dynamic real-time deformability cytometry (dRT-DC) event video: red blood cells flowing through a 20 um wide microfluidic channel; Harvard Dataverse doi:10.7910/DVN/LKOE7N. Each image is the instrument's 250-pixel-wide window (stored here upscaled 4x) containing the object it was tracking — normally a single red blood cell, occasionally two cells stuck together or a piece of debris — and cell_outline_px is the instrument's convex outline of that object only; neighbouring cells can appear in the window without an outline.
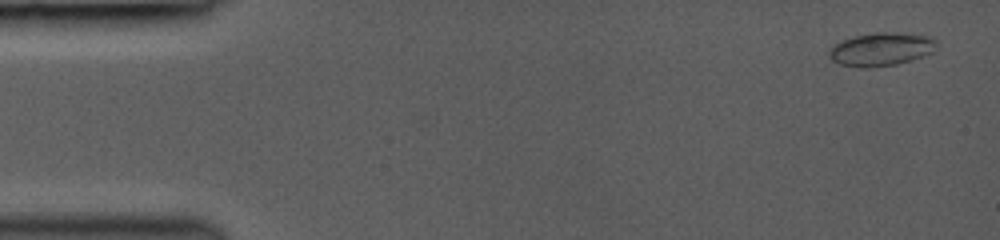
{"species": "common noctule bat (a hibernating species)", "species_latin": "Nyctalus noctula", "temperature_condition": "room temperature", "stored_images_in_passage": 64, "camera_frame_rate_fps": 3000, "um_per_image_px": 0.085, "animal": {"sex": "female", "body_mass_g": 19.0, "forearm_length_mm": 53.3}, "frame": {"image": 1, "passage_image": 2, "time_ms": 0.333, "image_size_px": [1000, 240], "cell_outline_px": [[936, 52], [896, 64], [868, 68], [860, 68], [840, 64], [832, 60], [828, 56], [828, 52], [832, 44], [852, 36], [876, 32], [896, 32], [932, 36], [936, 40]], "centroid_in_image_um": [74.89, 4.17], "position_along_channel_um": 10.1, "area_um2": 21.21}}
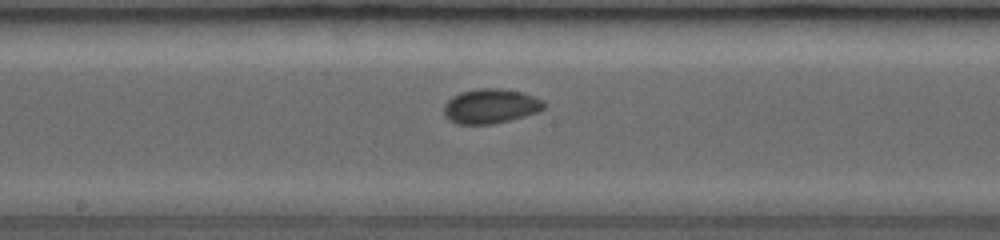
{"frame": {"image": 2, "passage_image": 33, "time_ms": 8.333, "image_size_px": [1000, 240], "cell_outline_px": [[544, 108], [536, 112], [508, 120], [492, 124], [456, 124], [448, 120], [444, 116], [444, 104], [452, 96], [460, 92], [480, 88], [500, 88], [520, 92], [544, 100]], "centroid_in_image_um": [41.64, 9.02], "position_along_channel_um": 206.6, "area_um2": 20.06}}
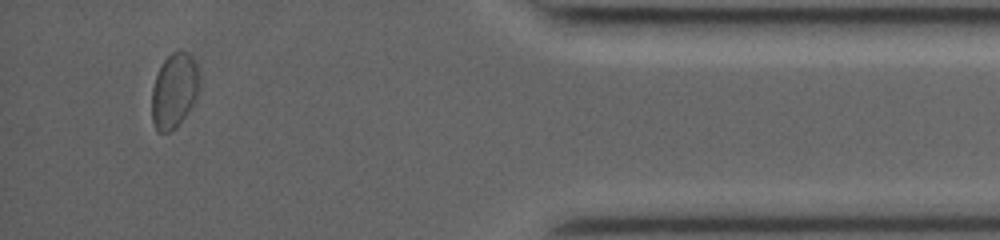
{"frame": {"image": 3, "passage_image": 59, "time_ms": 14.333, "image_size_px": [1000, 240], "cell_outline_px": [[200, 88], [192, 104], [176, 128], [168, 132], [160, 132], [156, 128], [152, 120], [152, 88], [160, 64], [172, 52], [188, 52], [192, 56], [196, 64], [200, 76]], "centroid_in_image_um": [14.81, 7.68], "position_along_channel_um": 420.4, "area_um2": 20.69}, "authors_computed_cell_mechanics": {"area_um2": 19.363, "velocity_mm_per_s": 4.164, "shape_relaxation_time_tau1_ms": 1.5781, "shape_relaxation_time_tau2_ms": null, "deformation_change_tau1": 0.057, "deformation_change_tau2": null}}